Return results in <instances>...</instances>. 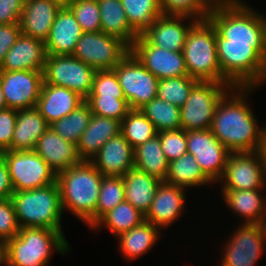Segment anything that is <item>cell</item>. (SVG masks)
Instances as JSON below:
<instances>
[{
	"label": "cell",
	"instance_id": "cell-1",
	"mask_svg": "<svg viewBox=\"0 0 266 266\" xmlns=\"http://www.w3.org/2000/svg\"><path fill=\"white\" fill-rule=\"evenodd\" d=\"M256 87H231L218 102L210 130L231 152L262 150L266 125L260 127L247 104V94Z\"/></svg>",
	"mask_w": 266,
	"mask_h": 266
},
{
	"label": "cell",
	"instance_id": "cell-2",
	"mask_svg": "<svg viewBox=\"0 0 266 266\" xmlns=\"http://www.w3.org/2000/svg\"><path fill=\"white\" fill-rule=\"evenodd\" d=\"M103 175L91 161L82 160L57 174L64 212L69 210L87 226L96 224V206Z\"/></svg>",
	"mask_w": 266,
	"mask_h": 266
},
{
	"label": "cell",
	"instance_id": "cell-3",
	"mask_svg": "<svg viewBox=\"0 0 266 266\" xmlns=\"http://www.w3.org/2000/svg\"><path fill=\"white\" fill-rule=\"evenodd\" d=\"M222 75L235 87H258L266 80V44H225L216 32Z\"/></svg>",
	"mask_w": 266,
	"mask_h": 266
},
{
	"label": "cell",
	"instance_id": "cell-4",
	"mask_svg": "<svg viewBox=\"0 0 266 266\" xmlns=\"http://www.w3.org/2000/svg\"><path fill=\"white\" fill-rule=\"evenodd\" d=\"M53 249L69 252V243L62 231L48 228H21L6 241L5 266H48Z\"/></svg>",
	"mask_w": 266,
	"mask_h": 266
},
{
	"label": "cell",
	"instance_id": "cell-5",
	"mask_svg": "<svg viewBox=\"0 0 266 266\" xmlns=\"http://www.w3.org/2000/svg\"><path fill=\"white\" fill-rule=\"evenodd\" d=\"M225 44H266V16L243 4H214L207 17Z\"/></svg>",
	"mask_w": 266,
	"mask_h": 266
},
{
	"label": "cell",
	"instance_id": "cell-6",
	"mask_svg": "<svg viewBox=\"0 0 266 266\" xmlns=\"http://www.w3.org/2000/svg\"><path fill=\"white\" fill-rule=\"evenodd\" d=\"M188 76L197 81L228 83L218 60L216 29L208 18L197 20L187 33L182 50Z\"/></svg>",
	"mask_w": 266,
	"mask_h": 266
},
{
	"label": "cell",
	"instance_id": "cell-7",
	"mask_svg": "<svg viewBox=\"0 0 266 266\" xmlns=\"http://www.w3.org/2000/svg\"><path fill=\"white\" fill-rule=\"evenodd\" d=\"M11 200L20 229L36 227L62 231L63 210L57 181L32 190L14 191Z\"/></svg>",
	"mask_w": 266,
	"mask_h": 266
},
{
	"label": "cell",
	"instance_id": "cell-8",
	"mask_svg": "<svg viewBox=\"0 0 266 266\" xmlns=\"http://www.w3.org/2000/svg\"><path fill=\"white\" fill-rule=\"evenodd\" d=\"M231 86L228 83L198 81L180 107L181 127L185 131L208 130L218 102Z\"/></svg>",
	"mask_w": 266,
	"mask_h": 266
},
{
	"label": "cell",
	"instance_id": "cell-9",
	"mask_svg": "<svg viewBox=\"0 0 266 266\" xmlns=\"http://www.w3.org/2000/svg\"><path fill=\"white\" fill-rule=\"evenodd\" d=\"M96 70L72 55H47L44 83L65 87L84 100L92 90Z\"/></svg>",
	"mask_w": 266,
	"mask_h": 266
},
{
	"label": "cell",
	"instance_id": "cell-10",
	"mask_svg": "<svg viewBox=\"0 0 266 266\" xmlns=\"http://www.w3.org/2000/svg\"><path fill=\"white\" fill-rule=\"evenodd\" d=\"M130 52V47L115 36L100 32H83L72 56L96 71L113 68Z\"/></svg>",
	"mask_w": 266,
	"mask_h": 266
},
{
	"label": "cell",
	"instance_id": "cell-11",
	"mask_svg": "<svg viewBox=\"0 0 266 266\" xmlns=\"http://www.w3.org/2000/svg\"><path fill=\"white\" fill-rule=\"evenodd\" d=\"M130 109H140L157 97V79L129 52L114 68Z\"/></svg>",
	"mask_w": 266,
	"mask_h": 266
},
{
	"label": "cell",
	"instance_id": "cell-12",
	"mask_svg": "<svg viewBox=\"0 0 266 266\" xmlns=\"http://www.w3.org/2000/svg\"><path fill=\"white\" fill-rule=\"evenodd\" d=\"M0 155L8 165L14 191L32 190L56 182V173L34 150H7Z\"/></svg>",
	"mask_w": 266,
	"mask_h": 266
},
{
	"label": "cell",
	"instance_id": "cell-13",
	"mask_svg": "<svg viewBox=\"0 0 266 266\" xmlns=\"http://www.w3.org/2000/svg\"><path fill=\"white\" fill-rule=\"evenodd\" d=\"M220 181L222 190H262L266 186L262 152L230 153Z\"/></svg>",
	"mask_w": 266,
	"mask_h": 266
},
{
	"label": "cell",
	"instance_id": "cell-14",
	"mask_svg": "<svg viewBox=\"0 0 266 266\" xmlns=\"http://www.w3.org/2000/svg\"><path fill=\"white\" fill-rule=\"evenodd\" d=\"M187 153L193 154L203 173L212 181L222 177L228 155L231 153L208 130L186 131Z\"/></svg>",
	"mask_w": 266,
	"mask_h": 266
},
{
	"label": "cell",
	"instance_id": "cell-15",
	"mask_svg": "<svg viewBox=\"0 0 266 266\" xmlns=\"http://www.w3.org/2000/svg\"><path fill=\"white\" fill-rule=\"evenodd\" d=\"M130 52L159 80L188 76L182 51L174 52L151 45L139 35L130 47Z\"/></svg>",
	"mask_w": 266,
	"mask_h": 266
},
{
	"label": "cell",
	"instance_id": "cell-16",
	"mask_svg": "<svg viewBox=\"0 0 266 266\" xmlns=\"http://www.w3.org/2000/svg\"><path fill=\"white\" fill-rule=\"evenodd\" d=\"M43 82V71H0L7 108L22 110L35 107Z\"/></svg>",
	"mask_w": 266,
	"mask_h": 266
},
{
	"label": "cell",
	"instance_id": "cell-17",
	"mask_svg": "<svg viewBox=\"0 0 266 266\" xmlns=\"http://www.w3.org/2000/svg\"><path fill=\"white\" fill-rule=\"evenodd\" d=\"M265 243L258 224L241 222L224 247L221 266H255Z\"/></svg>",
	"mask_w": 266,
	"mask_h": 266
},
{
	"label": "cell",
	"instance_id": "cell-18",
	"mask_svg": "<svg viewBox=\"0 0 266 266\" xmlns=\"http://www.w3.org/2000/svg\"><path fill=\"white\" fill-rule=\"evenodd\" d=\"M187 18L190 19V23L183 24L182 21H186ZM196 21L197 19L186 15H161L142 36L151 45L179 52L183 50L187 33Z\"/></svg>",
	"mask_w": 266,
	"mask_h": 266
},
{
	"label": "cell",
	"instance_id": "cell-19",
	"mask_svg": "<svg viewBox=\"0 0 266 266\" xmlns=\"http://www.w3.org/2000/svg\"><path fill=\"white\" fill-rule=\"evenodd\" d=\"M103 176H121L134 168V148L119 133L90 160Z\"/></svg>",
	"mask_w": 266,
	"mask_h": 266
},
{
	"label": "cell",
	"instance_id": "cell-20",
	"mask_svg": "<svg viewBox=\"0 0 266 266\" xmlns=\"http://www.w3.org/2000/svg\"><path fill=\"white\" fill-rule=\"evenodd\" d=\"M185 190L162 181L145 215V220L160 229L171 226L182 216L186 198Z\"/></svg>",
	"mask_w": 266,
	"mask_h": 266
},
{
	"label": "cell",
	"instance_id": "cell-21",
	"mask_svg": "<svg viewBox=\"0 0 266 266\" xmlns=\"http://www.w3.org/2000/svg\"><path fill=\"white\" fill-rule=\"evenodd\" d=\"M46 58L44 42L21 33L7 52L0 71H43Z\"/></svg>",
	"mask_w": 266,
	"mask_h": 266
},
{
	"label": "cell",
	"instance_id": "cell-22",
	"mask_svg": "<svg viewBox=\"0 0 266 266\" xmlns=\"http://www.w3.org/2000/svg\"><path fill=\"white\" fill-rule=\"evenodd\" d=\"M34 151L56 175L82 161L77 151V145L63 139L50 127L39 138Z\"/></svg>",
	"mask_w": 266,
	"mask_h": 266
},
{
	"label": "cell",
	"instance_id": "cell-23",
	"mask_svg": "<svg viewBox=\"0 0 266 266\" xmlns=\"http://www.w3.org/2000/svg\"><path fill=\"white\" fill-rule=\"evenodd\" d=\"M60 9L53 0H25L19 19L21 33L45 43Z\"/></svg>",
	"mask_w": 266,
	"mask_h": 266
},
{
	"label": "cell",
	"instance_id": "cell-24",
	"mask_svg": "<svg viewBox=\"0 0 266 266\" xmlns=\"http://www.w3.org/2000/svg\"><path fill=\"white\" fill-rule=\"evenodd\" d=\"M82 34L81 26L72 11L68 7H62L44 43L47 55H72Z\"/></svg>",
	"mask_w": 266,
	"mask_h": 266
},
{
	"label": "cell",
	"instance_id": "cell-25",
	"mask_svg": "<svg viewBox=\"0 0 266 266\" xmlns=\"http://www.w3.org/2000/svg\"><path fill=\"white\" fill-rule=\"evenodd\" d=\"M85 100L74 91L65 87L43 82L36 108L44 119L51 124L74 111Z\"/></svg>",
	"mask_w": 266,
	"mask_h": 266
},
{
	"label": "cell",
	"instance_id": "cell-26",
	"mask_svg": "<svg viewBox=\"0 0 266 266\" xmlns=\"http://www.w3.org/2000/svg\"><path fill=\"white\" fill-rule=\"evenodd\" d=\"M120 129V121L92 114L89 125L77 144L80 158L90 161L110 138L120 133Z\"/></svg>",
	"mask_w": 266,
	"mask_h": 266
},
{
	"label": "cell",
	"instance_id": "cell-27",
	"mask_svg": "<svg viewBox=\"0 0 266 266\" xmlns=\"http://www.w3.org/2000/svg\"><path fill=\"white\" fill-rule=\"evenodd\" d=\"M49 126L36 107L17 110L11 151H33L37 141Z\"/></svg>",
	"mask_w": 266,
	"mask_h": 266
},
{
	"label": "cell",
	"instance_id": "cell-28",
	"mask_svg": "<svg viewBox=\"0 0 266 266\" xmlns=\"http://www.w3.org/2000/svg\"><path fill=\"white\" fill-rule=\"evenodd\" d=\"M122 178L125 201L131 203L143 215H146L162 181L135 167L124 174Z\"/></svg>",
	"mask_w": 266,
	"mask_h": 266
},
{
	"label": "cell",
	"instance_id": "cell-29",
	"mask_svg": "<svg viewBox=\"0 0 266 266\" xmlns=\"http://www.w3.org/2000/svg\"><path fill=\"white\" fill-rule=\"evenodd\" d=\"M98 3L101 31L131 47L139 34L130 26L121 0H98Z\"/></svg>",
	"mask_w": 266,
	"mask_h": 266
},
{
	"label": "cell",
	"instance_id": "cell-30",
	"mask_svg": "<svg viewBox=\"0 0 266 266\" xmlns=\"http://www.w3.org/2000/svg\"><path fill=\"white\" fill-rule=\"evenodd\" d=\"M261 190H222L225 204L232 212L246 219L243 223L258 224L266 214V197Z\"/></svg>",
	"mask_w": 266,
	"mask_h": 266
},
{
	"label": "cell",
	"instance_id": "cell-31",
	"mask_svg": "<svg viewBox=\"0 0 266 266\" xmlns=\"http://www.w3.org/2000/svg\"><path fill=\"white\" fill-rule=\"evenodd\" d=\"M160 228L148 221L118 236L120 253L127 260L137 259L147 253L160 237Z\"/></svg>",
	"mask_w": 266,
	"mask_h": 266
},
{
	"label": "cell",
	"instance_id": "cell-32",
	"mask_svg": "<svg viewBox=\"0 0 266 266\" xmlns=\"http://www.w3.org/2000/svg\"><path fill=\"white\" fill-rule=\"evenodd\" d=\"M169 162L166 160L158 134L134 148V167L165 181Z\"/></svg>",
	"mask_w": 266,
	"mask_h": 266
},
{
	"label": "cell",
	"instance_id": "cell-33",
	"mask_svg": "<svg viewBox=\"0 0 266 266\" xmlns=\"http://www.w3.org/2000/svg\"><path fill=\"white\" fill-rule=\"evenodd\" d=\"M168 184L184 188L203 186L212 181L203 173L193 154L186 153L169 162L165 181Z\"/></svg>",
	"mask_w": 266,
	"mask_h": 266
},
{
	"label": "cell",
	"instance_id": "cell-34",
	"mask_svg": "<svg viewBox=\"0 0 266 266\" xmlns=\"http://www.w3.org/2000/svg\"><path fill=\"white\" fill-rule=\"evenodd\" d=\"M145 221V215L137 210L131 203L124 201L106 213L92 229H98L104 225L118 237Z\"/></svg>",
	"mask_w": 266,
	"mask_h": 266
},
{
	"label": "cell",
	"instance_id": "cell-35",
	"mask_svg": "<svg viewBox=\"0 0 266 266\" xmlns=\"http://www.w3.org/2000/svg\"><path fill=\"white\" fill-rule=\"evenodd\" d=\"M130 26L142 35L163 12L159 0H121Z\"/></svg>",
	"mask_w": 266,
	"mask_h": 266
},
{
	"label": "cell",
	"instance_id": "cell-36",
	"mask_svg": "<svg viewBox=\"0 0 266 266\" xmlns=\"http://www.w3.org/2000/svg\"><path fill=\"white\" fill-rule=\"evenodd\" d=\"M158 132L182 129L180 107L155 97L139 109Z\"/></svg>",
	"mask_w": 266,
	"mask_h": 266
},
{
	"label": "cell",
	"instance_id": "cell-37",
	"mask_svg": "<svg viewBox=\"0 0 266 266\" xmlns=\"http://www.w3.org/2000/svg\"><path fill=\"white\" fill-rule=\"evenodd\" d=\"M91 116L90 107L84 101L67 116L52 122L49 127L63 139L77 145L89 125Z\"/></svg>",
	"mask_w": 266,
	"mask_h": 266
},
{
	"label": "cell",
	"instance_id": "cell-38",
	"mask_svg": "<svg viewBox=\"0 0 266 266\" xmlns=\"http://www.w3.org/2000/svg\"><path fill=\"white\" fill-rule=\"evenodd\" d=\"M120 133L133 148H136L155 137L158 131L139 109H130L121 121Z\"/></svg>",
	"mask_w": 266,
	"mask_h": 266
},
{
	"label": "cell",
	"instance_id": "cell-39",
	"mask_svg": "<svg viewBox=\"0 0 266 266\" xmlns=\"http://www.w3.org/2000/svg\"><path fill=\"white\" fill-rule=\"evenodd\" d=\"M125 201L121 176H103L96 206V223L119 203Z\"/></svg>",
	"mask_w": 266,
	"mask_h": 266
},
{
	"label": "cell",
	"instance_id": "cell-40",
	"mask_svg": "<svg viewBox=\"0 0 266 266\" xmlns=\"http://www.w3.org/2000/svg\"><path fill=\"white\" fill-rule=\"evenodd\" d=\"M198 81L190 76H180L159 80L157 97L175 106L182 107L187 101L192 87Z\"/></svg>",
	"mask_w": 266,
	"mask_h": 266
},
{
	"label": "cell",
	"instance_id": "cell-41",
	"mask_svg": "<svg viewBox=\"0 0 266 266\" xmlns=\"http://www.w3.org/2000/svg\"><path fill=\"white\" fill-rule=\"evenodd\" d=\"M163 15H186L197 20L205 19L213 4L209 0H159Z\"/></svg>",
	"mask_w": 266,
	"mask_h": 266
},
{
	"label": "cell",
	"instance_id": "cell-42",
	"mask_svg": "<svg viewBox=\"0 0 266 266\" xmlns=\"http://www.w3.org/2000/svg\"><path fill=\"white\" fill-rule=\"evenodd\" d=\"M68 8L72 11L83 32H100L98 0H74Z\"/></svg>",
	"mask_w": 266,
	"mask_h": 266
},
{
	"label": "cell",
	"instance_id": "cell-43",
	"mask_svg": "<svg viewBox=\"0 0 266 266\" xmlns=\"http://www.w3.org/2000/svg\"><path fill=\"white\" fill-rule=\"evenodd\" d=\"M92 114L122 121L130 110L126 99L114 97H87Z\"/></svg>",
	"mask_w": 266,
	"mask_h": 266
},
{
	"label": "cell",
	"instance_id": "cell-44",
	"mask_svg": "<svg viewBox=\"0 0 266 266\" xmlns=\"http://www.w3.org/2000/svg\"><path fill=\"white\" fill-rule=\"evenodd\" d=\"M88 97H114L125 99L116 73L113 70L96 71Z\"/></svg>",
	"mask_w": 266,
	"mask_h": 266
},
{
	"label": "cell",
	"instance_id": "cell-45",
	"mask_svg": "<svg viewBox=\"0 0 266 266\" xmlns=\"http://www.w3.org/2000/svg\"><path fill=\"white\" fill-rule=\"evenodd\" d=\"M157 134L168 162L178 159L187 153V138L184 129L161 131Z\"/></svg>",
	"mask_w": 266,
	"mask_h": 266
},
{
	"label": "cell",
	"instance_id": "cell-46",
	"mask_svg": "<svg viewBox=\"0 0 266 266\" xmlns=\"http://www.w3.org/2000/svg\"><path fill=\"white\" fill-rule=\"evenodd\" d=\"M19 230L11 198L0 200V238L6 242L17 236Z\"/></svg>",
	"mask_w": 266,
	"mask_h": 266
},
{
	"label": "cell",
	"instance_id": "cell-47",
	"mask_svg": "<svg viewBox=\"0 0 266 266\" xmlns=\"http://www.w3.org/2000/svg\"><path fill=\"white\" fill-rule=\"evenodd\" d=\"M16 121L17 110L11 108L0 110V154L11 150Z\"/></svg>",
	"mask_w": 266,
	"mask_h": 266
},
{
	"label": "cell",
	"instance_id": "cell-48",
	"mask_svg": "<svg viewBox=\"0 0 266 266\" xmlns=\"http://www.w3.org/2000/svg\"><path fill=\"white\" fill-rule=\"evenodd\" d=\"M25 0H0V24H19Z\"/></svg>",
	"mask_w": 266,
	"mask_h": 266
},
{
	"label": "cell",
	"instance_id": "cell-49",
	"mask_svg": "<svg viewBox=\"0 0 266 266\" xmlns=\"http://www.w3.org/2000/svg\"><path fill=\"white\" fill-rule=\"evenodd\" d=\"M20 34L19 24H0V66Z\"/></svg>",
	"mask_w": 266,
	"mask_h": 266
},
{
	"label": "cell",
	"instance_id": "cell-50",
	"mask_svg": "<svg viewBox=\"0 0 266 266\" xmlns=\"http://www.w3.org/2000/svg\"><path fill=\"white\" fill-rule=\"evenodd\" d=\"M14 193L9 169L6 161L0 155V200L9 199Z\"/></svg>",
	"mask_w": 266,
	"mask_h": 266
},
{
	"label": "cell",
	"instance_id": "cell-51",
	"mask_svg": "<svg viewBox=\"0 0 266 266\" xmlns=\"http://www.w3.org/2000/svg\"><path fill=\"white\" fill-rule=\"evenodd\" d=\"M6 242L0 238V264H5Z\"/></svg>",
	"mask_w": 266,
	"mask_h": 266
},
{
	"label": "cell",
	"instance_id": "cell-52",
	"mask_svg": "<svg viewBox=\"0 0 266 266\" xmlns=\"http://www.w3.org/2000/svg\"><path fill=\"white\" fill-rule=\"evenodd\" d=\"M258 225L261 228V233H262L263 239L266 240V214L259 221Z\"/></svg>",
	"mask_w": 266,
	"mask_h": 266
},
{
	"label": "cell",
	"instance_id": "cell-53",
	"mask_svg": "<svg viewBox=\"0 0 266 266\" xmlns=\"http://www.w3.org/2000/svg\"><path fill=\"white\" fill-rule=\"evenodd\" d=\"M7 108V104L5 101V97H4V93L0 84V110L6 109Z\"/></svg>",
	"mask_w": 266,
	"mask_h": 266
},
{
	"label": "cell",
	"instance_id": "cell-54",
	"mask_svg": "<svg viewBox=\"0 0 266 266\" xmlns=\"http://www.w3.org/2000/svg\"><path fill=\"white\" fill-rule=\"evenodd\" d=\"M53 1L62 8V7H68L74 0H53Z\"/></svg>",
	"mask_w": 266,
	"mask_h": 266
},
{
	"label": "cell",
	"instance_id": "cell-55",
	"mask_svg": "<svg viewBox=\"0 0 266 266\" xmlns=\"http://www.w3.org/2000/svg\"><path fill=\"white\" fill-rule=\"evenodd\" d=\"M261 152L263 154L264 163H265V167H266V129H265L264 140H263V145H262Z\"/></svg>",
	"mask_w": 266,
	"mask_h": 266
},
{
	"label": "cell",
	"instance_id": "cell-56",
	"mask_svg": "<svg viewBox=\"0 0 266 266\" xmlns=\"http://www.w3.org/2000/svg\"><path fill=\"white\" fill-rule=\"evenodd\" d=\"M213 5L214 4H232L233 0H209Z\"/></svg>",
	"mask_w": 266,
	"mask_h": 266
},
{
	"label": "cell",
	"instance_id": "cell-57",
	"mask_svg": "<svg viewBox=\"0 0 266 266\" xmlns=\"http://www.w3.org/2000/svg\"><path fill=\"white\" fill-rule=\"evenodd\" d=\"M233 3H235V4H243V1L242 0H233Z\"/></svg>",
	"mask_w": 266,
	"mask_h": 266
}]
</instances>
